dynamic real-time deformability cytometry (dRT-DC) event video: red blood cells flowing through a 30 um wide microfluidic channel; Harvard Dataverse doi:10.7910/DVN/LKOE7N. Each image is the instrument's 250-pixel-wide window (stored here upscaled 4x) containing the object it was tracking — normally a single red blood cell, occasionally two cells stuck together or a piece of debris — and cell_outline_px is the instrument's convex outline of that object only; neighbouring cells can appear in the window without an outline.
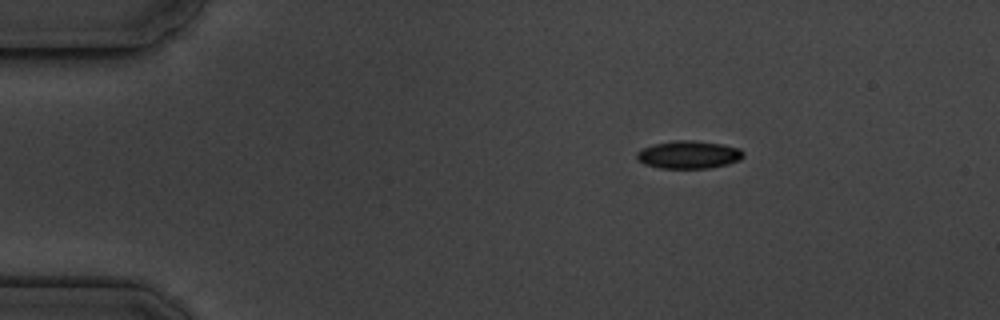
{"species": "common noctule bat (a hibernating species)", "species_latin": "Nyctalus noctula", "temperature_condition": "cold", "stored_images_in_passage": 3, "camera_frame_rate_fps": 3000, "um_per_image_px": 0.085, "animal": {"sex": "male", "body_mass_g": 19.5, "forearm_length_mm": 54.6}, "frame": {"image": 1, "passage_image": 1, "time_ms": 0.0, "image_size_px": [1000, 320], "cell_outline_px": [[744, 156], [740, 160], [728, 164], [708, 168], [660, 168], [644, 164], [636, 160], [636, 152], [640, 148], [652, 144], [672, 140], [692, 140], [720, 144], [740, 148], [744, 152]], "centroid_in_image_um": [58.49, 13.14], "position_along_channel_um": 26.5, "area_um2": 17.51}}